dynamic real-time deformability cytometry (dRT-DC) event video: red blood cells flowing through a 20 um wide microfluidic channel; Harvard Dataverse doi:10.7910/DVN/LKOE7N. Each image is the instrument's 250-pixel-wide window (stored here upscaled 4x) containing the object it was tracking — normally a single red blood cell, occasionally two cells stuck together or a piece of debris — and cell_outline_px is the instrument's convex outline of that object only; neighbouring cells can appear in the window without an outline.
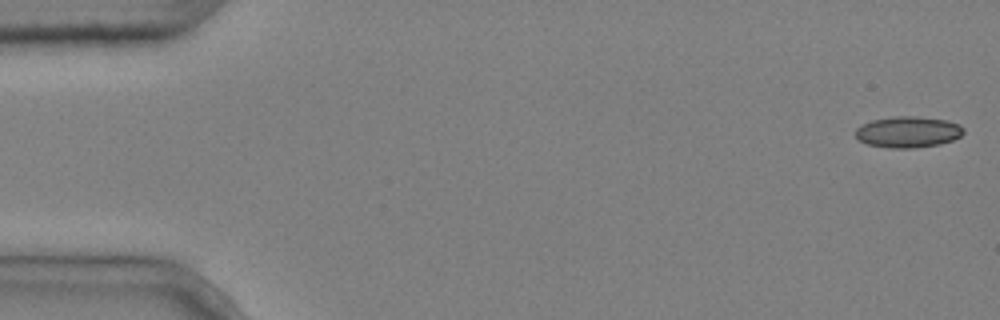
{"species": "common noctule bat (a hibernating species)", "species_latin": "Nyctalus noctula", "temperature_condition": "cold", "stored_images_in_passage": 4, "camera_frame_rate_fps": 3000, "um_per_image_px": 0.085, "animal": {"sex": "male", "body_mass_g": 20.4}, "frame": {"image": 1, "passage_image": 1, "time_ms": 0.0, "image_size_px": [1000, 320], "cell_outline_px": [[964, 132], [960, 136], [952, 140], [940, 144], [912, 148], [892, 148], [868, 144], [860, 140], [856, 136], [856, 128], [872, 120], [892, 116], [916, 116], [948, 120], [960, 124], [964, 128]], "centroid_in_image_um": [77.22, 11.2], "position_along_channel_um": 7.8, "area_um2": 19.59}}